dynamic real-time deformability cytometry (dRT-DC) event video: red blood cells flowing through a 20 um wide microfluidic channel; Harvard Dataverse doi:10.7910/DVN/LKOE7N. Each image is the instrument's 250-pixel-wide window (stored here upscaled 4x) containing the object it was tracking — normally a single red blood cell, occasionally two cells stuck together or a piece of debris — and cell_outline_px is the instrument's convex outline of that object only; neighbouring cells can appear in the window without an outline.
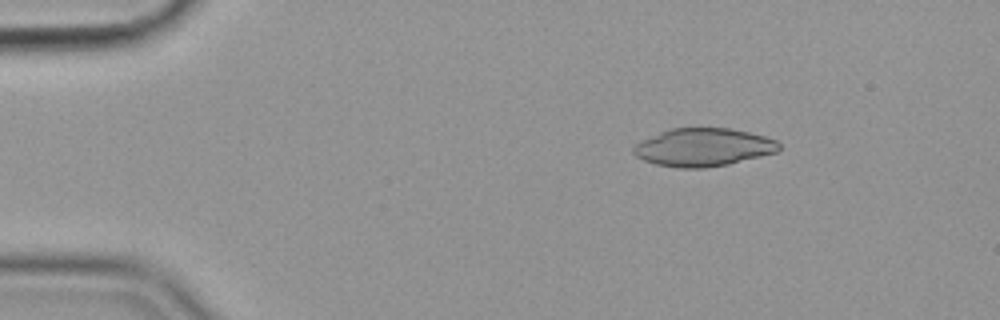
{"species": "common noctule bat (a hibernating species)", "species_latin": "Nyctalus noctula", "temperature_condition": "cold", "stored_images_in_passage": 55, "camera_frame_rate_fps": 3000, "um_per_image_px": 0.085, "animal": {"sex": "female", "body_mass_g": 19.9}, "frame": {"image": 1, "passage_image": 8, "time_ms": 2.333, "image_size_px": [1000, 320], "cell_outline_px": [[780, 148], [776, 152], [728, 164], [704, 168], [680, 168], [656, 164], [644, 160], [636, 156], [632, 152], [632, 148], [640, 140], [668, 128], [728, 128], [748, 132], [764, 136], [776, 140], [780, 144]], "centroid_in_image_um": [59.74, 12.51], "position_along_channel_um": 25.3, "area_um2": 32.19}}